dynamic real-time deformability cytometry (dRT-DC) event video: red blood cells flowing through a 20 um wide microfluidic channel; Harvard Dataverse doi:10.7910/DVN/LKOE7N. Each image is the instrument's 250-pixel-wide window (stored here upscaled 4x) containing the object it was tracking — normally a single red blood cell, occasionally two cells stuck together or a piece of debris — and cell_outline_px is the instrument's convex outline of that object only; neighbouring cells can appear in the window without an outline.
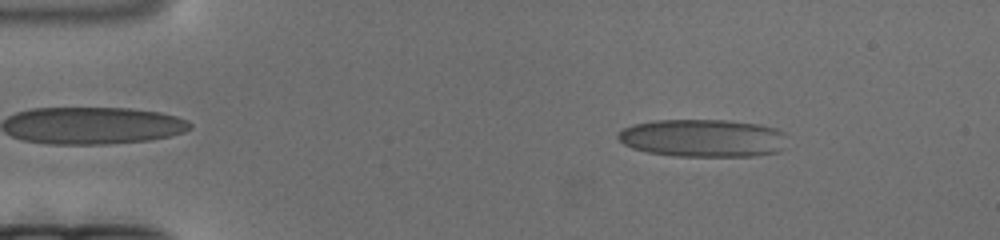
{"species": "human", "species_latin": "Homo sapiens", "temperature_condition": "cold", "stored_images_in_passage": 178, "camera_frame_rate_fps": 3000, "um_per_image_px": 0.085, "donor": {"sex": "female"}, "frame": {"image": 1, "passage_image": 27, "time_ms": 8.667, "image_size_px": [1000, 240], "cell_outline_px": [[784, 132], [776, 152], [752, 156], [676, 156], [648, 152], [632, 148], [624, 144], [616, 136], [624, 128], [636, 124], [656, 120], [728, 120], [756, 124], [776, 128]], "centroid_in_image_um": [59.67, 11.73], "position_along_channel_um": 25.3, "area_um2": 36.59}}
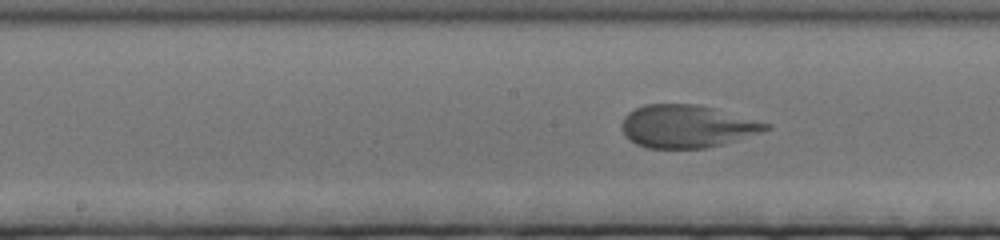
{"frame": {"image": 2, "passage_image": 91, "time_ms": 30.0, "image_size_px": [1000, 240], "cell_outline_px": [[772, 128], [760, 132], [708, 148], [648, 148], [636, 144], [624, 136], [620, 124], [624, 116], [628, 112], [644, 104], [696, 104], [712, 108], [772, 124]], "centroid_in_image_um": [58.33, 10.74], "position_along_channel_um": 189.9, "area_um2": 35.72}}
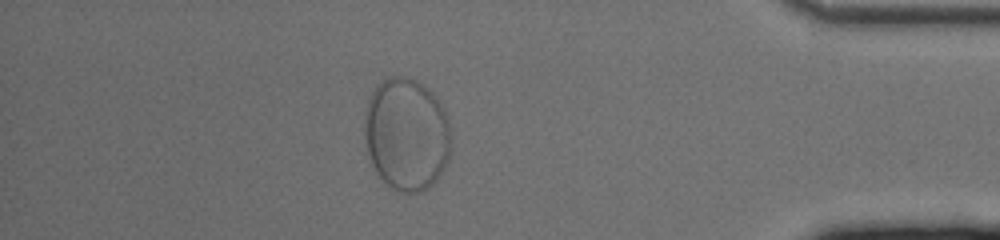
{"frame": {"image": 3, "passage_image": 156, "time_ms": 51.667, "image_size_px": [1000, 240], "cell_outline_px": [[452, 144], [448, 160], [444, 168], [436, 180], [428, 188], [420, 192], [396, 192], [376, 172], [372, 164], [368, 152], [364, 136], [364, 112], [368, 100], [376, 84], [392, 76], [404, 76], [416, 80], [428, 88], [432, 92], [440, 104], [448, 120], [452, 136]], "centroid_in_image_um": [34.56, 11.41], "position_along_channel_um": 400.6, "area_um2": 57.28}}